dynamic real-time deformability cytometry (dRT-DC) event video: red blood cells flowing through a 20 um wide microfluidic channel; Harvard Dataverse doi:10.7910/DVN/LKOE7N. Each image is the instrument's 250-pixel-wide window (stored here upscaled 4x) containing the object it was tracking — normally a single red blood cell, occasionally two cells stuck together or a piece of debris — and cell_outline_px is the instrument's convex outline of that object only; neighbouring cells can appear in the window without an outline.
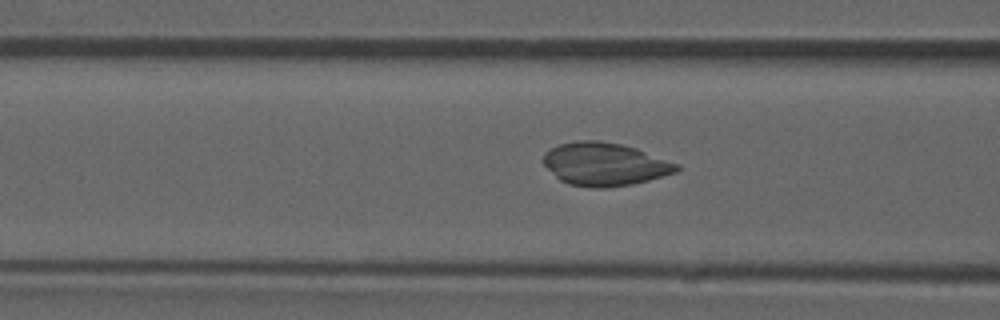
{"species": "common noctule bat (a hibernating species)", "species_latin": "Nyctalus noctula", "temperature_condition": "room temperature", "stored_images_in_passage": 38, "camera_frame_rate_fps": 3000, "um_per_image_px": 0.085, "animal": {"sex": "male", "forearm_length_mm": 52.5}, "frame": {"image": 1, "passage_image": 6, "time_ms": 1.667, "image_size_px": [1000, 320], "cell_outline_px": [[680, 168], [676, 172], [648, 180], [632, 184], [608, 188], [592, 188], [568, 184], [560, 180], [544, 164], [544, 152], [560, 144], [576, 140], [600, 140], [620, 144], [636, 148], [680, 164]], "centroid_in_image_um": [51.41, 13.95], "position_along_channel_um": 115.2, "area_um2": 33.41}}